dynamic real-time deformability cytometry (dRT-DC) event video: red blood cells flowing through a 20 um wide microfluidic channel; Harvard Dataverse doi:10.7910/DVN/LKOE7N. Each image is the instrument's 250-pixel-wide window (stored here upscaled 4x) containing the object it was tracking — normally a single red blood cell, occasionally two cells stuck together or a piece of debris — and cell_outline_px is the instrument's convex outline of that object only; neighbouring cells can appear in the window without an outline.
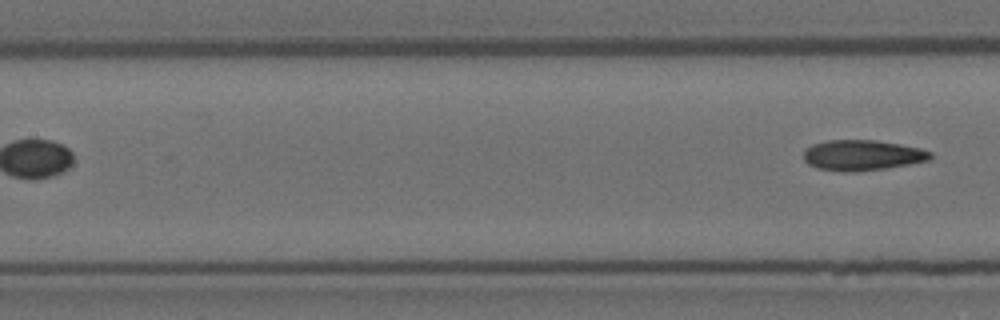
{"species": "Egyptian fruit bat (a non-hibernating species)", "species_latin": "Rousettus aegyptiacus", "temperature_condition": "room temperature", "stored_images_in_passage": 5, "segment_of_instrument_passage": [2, 2], "camera_frame_rate_fps": 3000, "um_per_image_px": 0.085, "animal": {"sex": "female"}, "frame": {"image": 1, "passage_image": 5, "time_ms": 1.333, "image_size_px": [1000, 320], "cell_outline_px": [[932, 156], [928, 160], [908, 164], [884, 168], [852, 172], [844, 172], [816, 168], [808, 164], [804, 160], [804, 152], [812, 144], [828, 140], [876, 140], [900, 144], [920, 148], [932, 152]], "centroid_in_image_um": [73.28, 13.19], "position_along_channel_um": 134.1, "area_um2": 22.43}}